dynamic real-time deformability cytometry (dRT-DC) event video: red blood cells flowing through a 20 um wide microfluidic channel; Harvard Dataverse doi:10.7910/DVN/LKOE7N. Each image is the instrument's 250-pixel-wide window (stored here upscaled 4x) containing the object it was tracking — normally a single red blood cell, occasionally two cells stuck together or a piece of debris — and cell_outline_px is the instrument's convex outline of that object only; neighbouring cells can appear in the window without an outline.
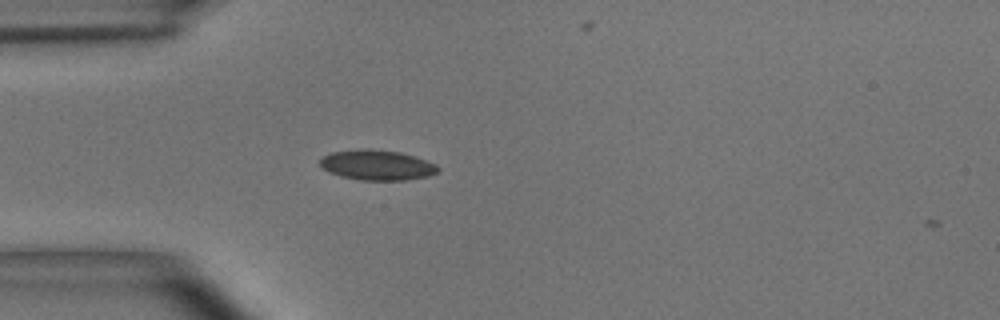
{"species": "common noctule bat (a hibernating species)", "species_latin": "Nyctalus noctula", "temperature_condition": "room temperature", "stored_images_in_passage": 2, "camera_frame_rate_fps": 3000, "um_per_image_px": 0.085, "animal": {"sex": "male", "body_mass_g": 15.6}, "frame": {"image": 1, "passage_image": 1, "time_ms": 0.0, "image_size_px": [1000, 320], "cell_outline_px": [[440, 172], [428, 176], [408, 180], [360, 180], [340, 176], [328, 172], [320, 164], [320, 160], [324, 156], [332, 152], [360, 148], [368, 148], [400, 152], [416, 156], [436, 164], [440, 168]], "centroid_in_image_um": [32.09, 14.03], "position_along_channel_um": 52.9, "area_um2": 20.98}}